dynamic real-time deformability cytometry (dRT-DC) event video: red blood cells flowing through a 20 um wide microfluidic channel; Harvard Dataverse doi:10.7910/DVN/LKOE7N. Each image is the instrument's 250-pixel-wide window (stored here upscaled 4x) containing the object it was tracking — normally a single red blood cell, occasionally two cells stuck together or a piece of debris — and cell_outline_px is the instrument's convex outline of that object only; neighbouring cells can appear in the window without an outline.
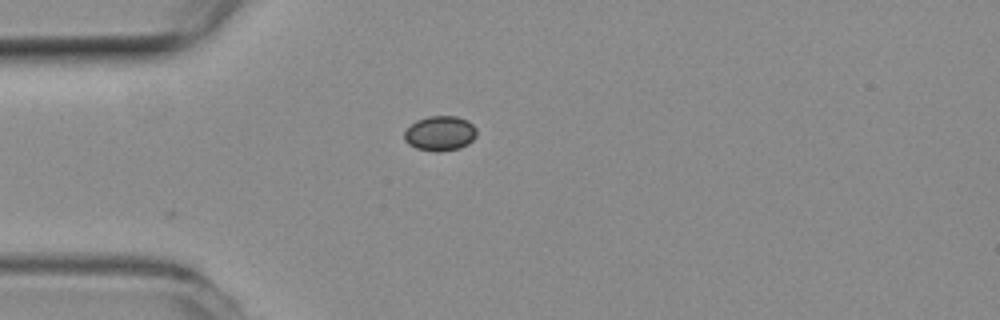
{"species": "common noctule bat (a hibernating species)", "species_latin": "Nyctalus noctula", "temperature_condition": "room temperature", "stored_images_in_passage": 32, "camera_frame_rate_fps": 3000, "um_per_image_px": 0.085, "animal": {"sex": "female", "body_mass_g": 19.3, "forearm_length_mm": 54.1}, "frame": {"image": 1, "passage_image": 1, "time_ms": 0.0, "image_size_px": [1000, 320], "cell_outline_px": [[476, 136], [468, 144], [460, 148], [440, 152], [432, 152], [416, 148], [408, 144], [404, 140], [404, 132], [416, 120], [428, 116], [456, 116], [468, 120], [476, 128]], "centroid_in_image_um": [37.4, 11.34], "position_along_channel_um": 47.6, "area_um2": 14.85}}
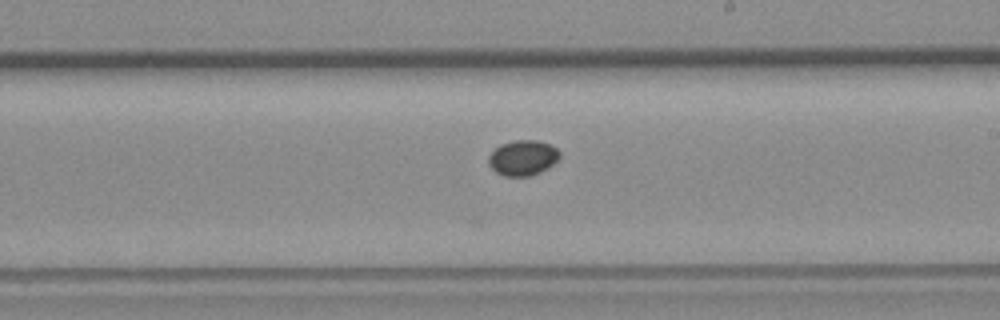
{"frame": {"image": 2, "passage_image": 18, "time_ms": 5.667, "image_size_px": [1000, 320], "cell_outline_px": [[560, 156], [548, 168], [540, 172], [528, 176], [504, 176], [496, 172], [488, 164], [488, 156], [500, 144], [516, 140], [536, 140], [548, 144], [556, 148], [560, 152]], "centroid_in_image_um": [44.42, 13.41], "position_along_channel_um": 244.6, "area_um2": 14.51}}
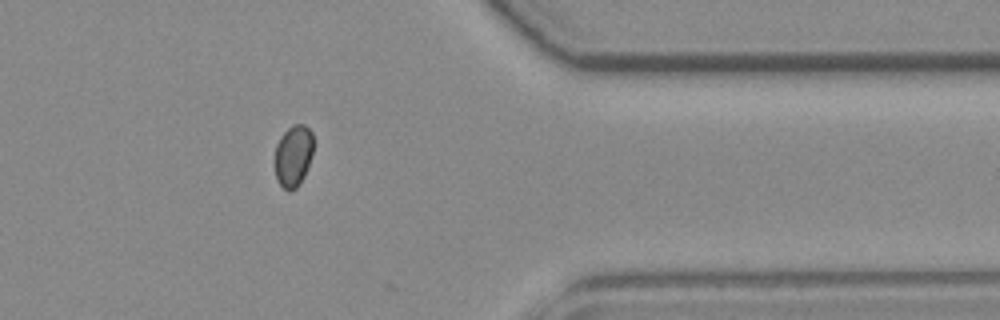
{"frame": {"image": 3, "passage_image": 31, "time_ms": 10.0, "image_size_px": [1000, 320], "cell_outline_px": [[312, 156], [304, 176], [300, 184], [296, 188], [288, 192], [276, 180], [276, 144], [280, 136], [292, 124], [304, 124], [312, 132]], "centroid_in_image_um": [24.94, 13.24], "position_along_channel_um": 386.5, "area_um2": 13.81}}